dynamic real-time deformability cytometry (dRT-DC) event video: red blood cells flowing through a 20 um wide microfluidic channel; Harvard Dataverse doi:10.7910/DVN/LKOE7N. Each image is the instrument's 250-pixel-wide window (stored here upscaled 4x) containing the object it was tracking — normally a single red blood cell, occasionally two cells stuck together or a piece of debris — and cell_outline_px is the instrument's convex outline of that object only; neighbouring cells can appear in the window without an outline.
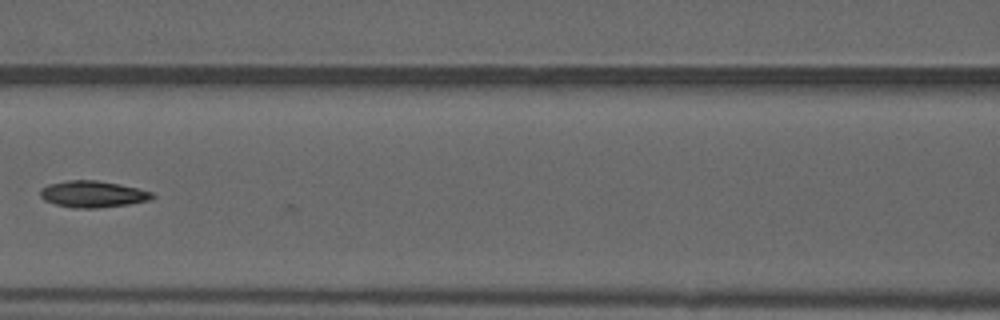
{"species": "common noctule bat (a hibernating species)", "species_latin": "Nyctalus noctula", "temperature_condition": "warm", "stored_images_in_passage": 25, "camera_frame_rate_fps": 3000, "um_per_image_px": 0.085, "animal": {"sex": "male", "forearm_length_mm": 52.5}, "frame": {"image": 1, "passage_image": 14, "time_ms": 4.333, "image_size_px": [1000, 320], "cell_outline_px": [[156, 196], [148, 200], [128, 204], [100, 208], [72, 208], [56, 204], [44, 200], [40, 196], [40, 188], [48, 184], [68, 180], [96, 180], [120, 184], [140, 188], [152, 192]], "centroid_in_image_um": [7.88, 16.49], "position_along_channel_um": 158.7, "area_um2": 17.46}}